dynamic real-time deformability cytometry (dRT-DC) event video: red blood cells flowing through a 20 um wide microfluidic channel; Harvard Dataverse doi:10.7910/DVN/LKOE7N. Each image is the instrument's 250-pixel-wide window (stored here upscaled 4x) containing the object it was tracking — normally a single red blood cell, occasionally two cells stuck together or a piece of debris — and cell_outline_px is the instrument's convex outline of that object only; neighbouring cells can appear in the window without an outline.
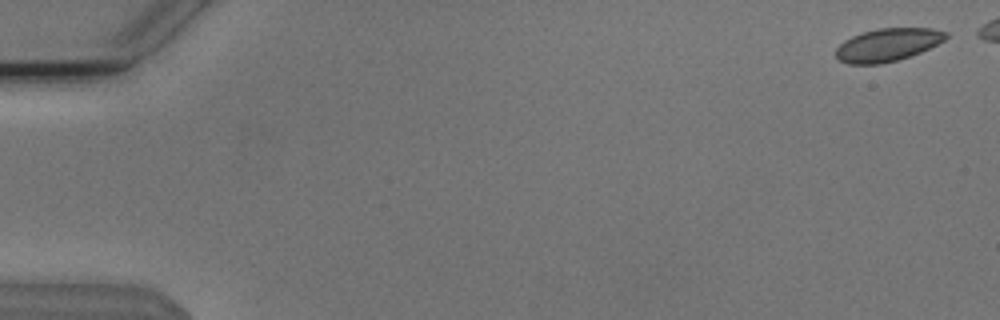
{"species": "Egyptian fruit bat (a non-hibernating species)", "species_latin": "Rousettus aegyptiacus", "temperature_condition": "cold", "stored_images_in_passage": 7, "camera_frame_rate_fps": 3000, "um_per_image_px": 0.085, "animal": {"sex": "male"}, "frame": {"image": 1, "passage_image": 1, "time_ms": 0.0, "image_size_px": [1000, 320], "cell_outline_px": [[948, 36], [944, 40], [920, 52], [896, 60], [880, 64], [848, 64], [840, 60], [836, 56], [836, 48], [844, 40], [852, 36], [864, 32], [880, 28], [932, 28], [948, 32]], "centroid_in_image_um": [75.44, 3.8], "position_along_channel_um": 9.6, "area_um2": 20.87}}